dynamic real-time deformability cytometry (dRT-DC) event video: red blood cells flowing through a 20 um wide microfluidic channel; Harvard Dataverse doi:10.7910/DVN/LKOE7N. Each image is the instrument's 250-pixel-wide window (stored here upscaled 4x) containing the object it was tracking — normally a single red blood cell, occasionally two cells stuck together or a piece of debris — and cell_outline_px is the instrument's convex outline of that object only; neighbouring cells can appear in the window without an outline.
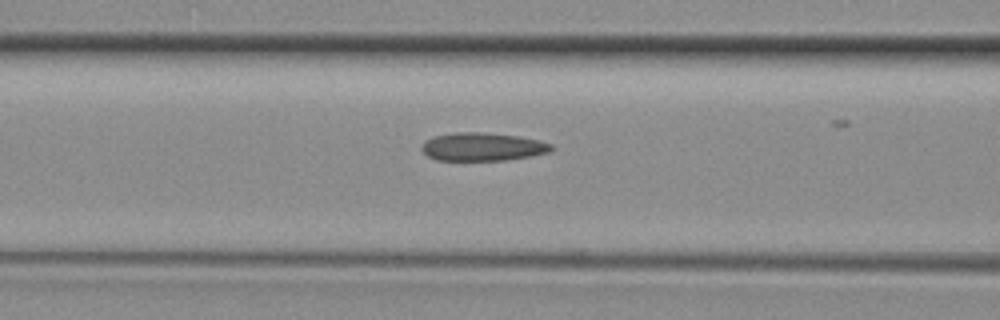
{"species": "common noctule bat (a hibernating species)", "species_latin": "Nyctalus noctula", "temperature_condition": "room temperature", "stored_images_in_passage": 20, "camera_frame_rate_fps": 3000, "um_per_image_px": 0.085, "animal": {"sex": "female", "body_mass_g": 29.2, "forearm_length_mm": 56.3}, "frame": {"image": 1, "passage_image": 3, "time_ms": 0.667, "image_size_px": [1000, 320], "cell_outline_px": [[556, 148], [552, 152], [532, 156], [504, 160], [436, 160], [428, 156], [420, 148], [424, 140], [432, 136], [460, 132], [480, 132], [520, 136], [552, 144]], "centroid_in_image_um": [41.03, 12.48], "position_along_channel_um": 125.6, "area_um2": 21.44}}
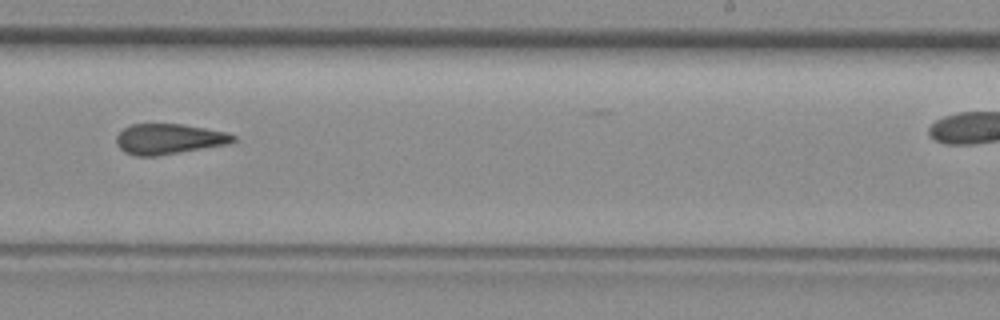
{"frame": {"image": 2, "passage_image": 12, "time_ms": 3.667, "image_size_px": [1000, 320], "cell_outline_px": [[236, 140], [228, 144], [156, 156], [136, 156], [124, 152], [116, 144], [116, 136], [124, 128], [132, 124], [180, 124], [204, 128], [224, 132], [236, 136]], "centroid_in_image_um": [14.32, 11.82], "position_along_channel_um": 274.7, "area_um2": 20.52}}
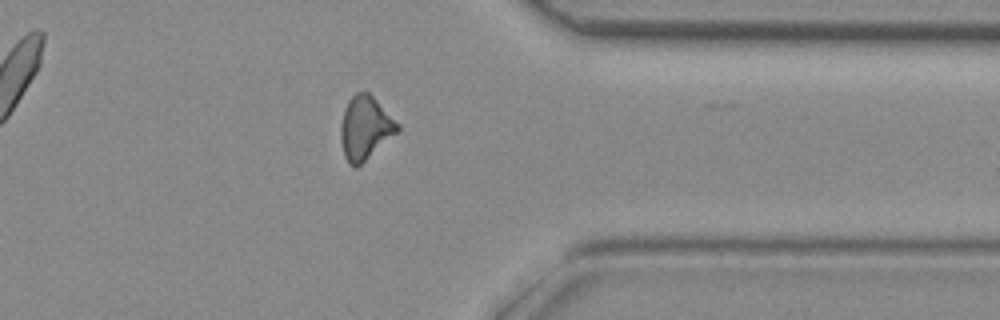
{"frame": {"image": 3, "passage_image": 19, "time_ms": 6.0, "image_size_px": [1000, 320], "cell_outline_px": [[400, 132], [356, 168], [348, 164], [344, 156], [340, 140], [340, 124], [348, 100], [356, 92], [364, 88], [400, 124]], "centroid_in_image_um": [31.05, 10.88], "position_along_channel_um": 380.4, "area_um2": 21.39}}